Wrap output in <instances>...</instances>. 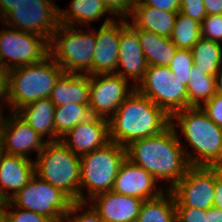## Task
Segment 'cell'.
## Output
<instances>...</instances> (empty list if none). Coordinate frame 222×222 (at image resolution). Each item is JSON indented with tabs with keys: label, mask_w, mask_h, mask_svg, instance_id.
<instances>
[{
	"label": "cell",
	"mask_w": 222,
	"mask_h": 222,
	"mask_svg": "<svg viewBox=\"0 0 222 222\" xmlns=\"http://www.w3.org/2000/svg\"><path fill=\"white\" fill-rule=\"evenodd\" d=\"M176 128L170 125L156 136L137 139L126 146L127 158L152 174L157 181H166L167 190L191 167Z\"/></svg>",
	"instance_id": "6da1fadb"
},
{
	"label": "cell",
	"mask_w": 222,
	"mask_h": 222,
	"mask_svg": "<svg viewBox=\"0 0 222 222\" xmlns=\"http://www.w3.org/2000/svg\"><path fill=\"white\" fill-rule=\"evenodd\" d=\"M110 141L128 146L132 141L156 136L171 125V117L136 90L109 119Z\"/></svg>",
	"instance_id": "7a4b0ae2"
},
{
	"label": "cell",
	"mask_w": 222,
	"mask_h": 222,
	"mask_svg": "<svg viewBox=\"0 0 222 222\" xmlns=\"http://www.w3.org/2000/svg\"><path fill=\"white\" fill-rule=\"evenodd\" d=\"M171 125L180 127L192 148L191 153L183 147L191 166L222 167V128L201 107L190 106L175 112Z\"/></svg>",
	"instance_id": "3957f363"
},
{
	"label": "cell",
	"mask_w": 222,
	"mask_h": 222,
	"mask_svg": "<svg viewBox=\"0 0 222 222\" xmlns=\"http://www.w3.org/2000/svg\"><path fill=\"white\" fill-rule=\"evenodd\" d=\"M64 70L49 55L44 60L8 70L7 105L11 112L39 99L50 98Z\"/></svg>",
	"instance_id": "277c9868"
},
{
	"label": "cell",
	"mask_w": 222,
	"mask_h": 222,
	"mask_svg": "<svg viewBox=\"0 0 222 222\" xmlns=\"http://www.w3.org/2000/svg\"><path fill=\"white\" fill-rule=\"evenodd\" d=\"M35 175L80 202V156L61 140L47 142L34 160Z\"/></svg>",
	"instance_id": "5b68a950"
},
{
	"label": "cell",
	"mask_w": 222,
	"mask_h": 222,
	"mask_svg": "<svg viewBox=\"0 0 222 222\" xmlns=\"http://www.w3.org/2000/svg\"><path fill=\"white\" fill-rule=\"evenodd\" d=\"M126 158V147L114 142L80 156V202H88L100 193L112 191L117 173ZM83 189L87 190L88 195Z\"/></svg>",
	"instance_id": "8992f818"
},
{
	"label": "cell",
	"mask_w": 222,
	"mask_h": 222,
	"mask_svg": "<svg viewBox=\"0 0 222 222\" xmlns=\"http://www.w3.org/2000/svg\"><path fill=\"white\" fill-rule=\"evenodd\" d=\"M59 24L49 40L50 56L66 73L92 75V57L96 45L93 30Z\"/></svg>",
	"instance_id": "52a82bcc"
},
{
	"label": "cell",
	"mask_w": 222,
	"mask_h": 222,
	"mask_svg": "<svg viewBox=\"0 0 222 222\" xmlns=\"http://www.w3.org/2000/svg\"><path fill=\"white\" fill-rule=\"evenodd\" d=\"M175 77L169 66H148L135 90L171 117L188 107L187 87Z\"/></svg>",
	"instance_id": "ba28073f"
},
{
	"label": "cell",
	"mask_w": 222,
	"mask_h": 222,
	"mask_svg": "<svg viewBox=\"0 0 222 222\" xmlns=\"http://www.w3.org/2000/svg\"><path fill=\"white\" fill-rule=\"evenodd\" d=\"M8 201L16 208L42 214L53 221L62 220L74 203L63 191L36 175Z\"/></svg>",
	"instance_id": "9c48e42d"
},
{
	"label": "cell",
	"mask_w": 222,
	"mask_h": 222,
	"mask_svg": "<svg viewBox=\"0 0 222 222\" xmlns=\"http://www.w3.org/2000/svg\"><path fill=\"white\" fill-rule=\"evenodd\" d=\"M3 27L6 29L0 32V65L7 70L40 62L50 55L46 37Z\"/></svg>",
	"instance_id": "30bf717a"
},
{
	"label": "cell",
	"mask_w": 222,
	"mask_h": 222,
	"mask_svg": "<svg viewBox=\"0 0 222 222\" xmlns=\"http://www.w3.org/2000/svg\"><path fill=\"white\" fill-rule=\"evenodd\" d=\"M3 25L51 39L59 26V6L52 0H20Z\"/></svg>",
	"instance_id": "8fae6325"
},
{
	"label": "cell",
	"mask_w": 222,
	"mask_h": 222,
	"mask_svg": "<svg viewBox=\"0 0 222 222\" xmlns=\"http://www.w3.org/2000/svg\"><path fill=\"white\" fill-rule=\"evenodd\" d=\"M215 182L216 167L191 166L185 176L170 189L175 198V207L203 210L212 207Z\"/></svg>",
	"instance_id": "7c38bea8"
},
{
	"label": "cell",
	"mask_w": 222,
	"mask_h": 222,
	"mask_svg": "<svg viewBox=\"0 0 222 222\" xmlns=\"http://www.w3.org/2000/svg\"><path fill=\"white\" fill-rule=\"evenodd\" d=\"M89 106L94 116L109 119L116 113L122 102L135 91L128 80L118 74H99L89 76Z\"/></svg>",
	"instance_id": "4fadbf2b"
},
{
	"label": "cell",
	"mask_w": 222,
	"mask_h": 222,
	"mask_svg": "<svg viewBox=\"0 0 222 222\" xmlns=\"http://www.w3.org/2000/svg\"><path fill=\"white\" fill-rule=\"evenodd\" d=\"M44 139L16 112L4 118L0 134L2 152L30 159L29 153L32 151L38 155L43 151L48 142Z\"/></svg>",
	"instance_id": "5bb4252c"
},
{
	"label": "cell",
	"mask_w": 222,
	"mask_h": 222,
	"mask_svg": "<svg viewBox=\"0 0 222 222\" xmlns=\"http://www.w3.org/2000/svg\"><path fill=\"white\" fill-rule=\"evenodd\" d=\"M147 68L148 64L138 39V29L133 28L127 19H121L118 66L115 74L128 81L131 78V81L134 80L132 85L136 87Z\"/></svg>",
	"instance_id": "9a60e30c"
},
{
	"label": "cell",
	"mask_w": 222,
	"mask_h": 222,
	"mask_svg": "<svg viewBox=\"0 0 222 222\" xmlns=\"http://www.w3.org/2000/svg\"><path fill=\"white\" fill-rule=\"evenodd\" d=\"M114 19L115 16L107 17L99 30L94 31L96 45L92 57V75L113 74L117 71L120 23Z\"/></svg>",
	"instance_id": "2e32d148"
},
{
	"label": "cell",
	"mask_w": 222,
	"mask_h": 222,
	"mask_svg": "<svg viewBox=\"0 0 222 222\" xmlns=\"http://www.w3.org/2000/svg\"><path fill=\"white\" fill-rule=\"evenodd\" d=\"M157 182L152 174L126 158L117 173L112 191L143 201L150 200L165 192L162 187L156 188Z\"/></svg>",
	"instance_id": "e0dca14e"
},
{
	"label": "cell",
	"mask_w": 222,
	"mask_h": 222,
	"mask_svg": "<svg viewBox=\"0 0 222 222\" xmlns=\"http://www.w3.org/2000/svg\"><path fill=\"white\" fill-rule=\"evenodd\" d=\"M60 140L78 156L100 149L111 142L108 119L94 116L86 122L77 124Z\"/></svg>",
	"instance_id": "ac0fdd59"
},
{
	"label": "cell",
	"mask_w": 222,
	"mask_h": 222,
	"mask_svg": "<svg viewBox=\"0 0 222 222\" xmlns=\"http://www.w3.org/2000/svg\"><path fill=\"white\" fill-rule=\"evenodd\" d=\"M87 203L105 222H136L143 200L107 191L94 196Z\"/></svg>",
	"instance_id": "d6986e66"
},
{
	"label": "cell",
	"mask_w": 222,
	"mask_h": 222,
	"mask_svg": "<svg viewBox=\"0 0 222 222\" xmlns=\"http://www.w3.org/2000/svg\"><path fill=\"white\" fill-rule=\"evenodd\" d=\"M35 175L33 159L1 152L0 195L8 201ZM13 191V192H12Z\"/></svg>",
	"instance_id": "ffe728a7"
},
{
	"label": "cell",
	"mask_w": 222,
	"mask_h": 222,
	"mask_svg": "<svg viewBox=\"0 0 222 222\" xmlns=\"http://www.w3.org/2000/svg\"><path fill=\"white\" fill-rule=\"evenodd\" d=\"M178 12L165 11L148 5H134L127 16V22L135 29L151 31L170 38Z\"/></svg>",
	"instance_id": "44dd1931"
},
{
	"label": "cell",
	"mask_w": 222,
	"mask_h": 222,
	"mask_svg": "<svg viewBox=\"0 0 222 222\" xmlns=\"http://www.w3.org/2000/svg\"><path fill=\"white\" fill-rule=\"evenodd\" d=\"M89 75L64 72L52 89L50 100L56 106L71 103L89 105Z\"/></svg>",
	"instance_id": "7402d4cb"
},
{
	"label": "cell",
	"mask_w": 222,
	"mask_h": 222,
	"mask_svg": "<svg viewBox=\"0 0 222 222\" xmlns=\"http://www.w3.org/2000/svg\"><path fill=\"white\" fill-rule=\"evenodd\" d=\"M16 113L43 138L48 135L49 142L60 140L54 127L55 105L50 98H43L29 103Z\"/></svg>",
	"instance_id": "603a6c76"
},
{
	"label": "cell",
	"mask_w": 222,
	"mask_h": 222,
	"mask_svg": "<svg viewBox=\"0 0 222 222\" xmlns=\"http://www.w3.org/2000/svg\"><path fill=\"white\" fill-rule=\"evenodd\" d=\"M138 39L148 66H169L177 47L170 38L159 36L151 31L138 30Z\"/></svg>",
	"instance_id": "cb8c5ba5"
},
{
	"label": "cell",
	"mask_w": 222,
	"mask_h": 222,
	"mask_svg": "<svg viewBox=\"0 0 222 222\" xmlns=\"http://www.w3.org/2000/svg\"><path fill=\"white\" fill-rule=\"evenodd\" d=\"M106 13L113 16L101 0H72L69 9L59 7V24L75 26L78 23L79 28H82V25L93 23Z\"/></svg>",
	"instance_id": "d4e9b609"
},
{
	"label": "cell",
	"mask_w": 222,
	"mask_h": 222,
	"mask_svg": "<svg viewBox=\"0 0 222 222\" xmlns=\"http://www.w3.org/2000/svg\"><path fill=\"white\" fill-rule=\"evenodd\" d=\"M136 222H176L175 198L172 192L165 189L159 197L144 200Z\"/></svg>",
	"instance_id": "484cf974"
},
{
	"label": "cell",
	"mask_w": 222,
	"mask_h": 222,
	"mask_svg": "<svg viewBox=\"0 0 222 222\" xmlns=\"http://www.w3.org/2000/svg\"><path fill=\"white\" fill-rule=\"evenodd\" d=\"M221 45L201 37L191 48L194 66L207 75L215 76L222 63Z\"/></svg>",
	"instance_id": "4316f807"
},
{
	"label": "cell",
	"mask_w": 222,
	"mask_h": 222,
	"mask_svg": "<svg viewBox=\"0 0 222 222\" xmlns=\"http://www.w3.org/2000/svg\"><path fill=\"white\" fill-rule=\"evenodd\" d=\"M94 115L89 105L71 103L55 107L54 127L56 135L61 138L77 124L86 122Z\"/></svg>",
	"instance_id": "83f0119b"
},
{
	"label": "cell",
	"mask_w": 222,
	"mask_h": 222,
	"mask_svg": "<svg viewBox=\"0 0 222 222\" xmlns=\"http://www.w3.org/2000/svg\"><path fill=\"white\" fill-rule=\"evenodd\" d=\"M188 107H201L216 93L215 76L207 75L193 66L187 85Z\"/></svg>",
	"instance_id": "f1b7e54d"
},
{
	"label": "cell",
	"mask_w": 222,
	"mask_h": 222,
	"mask_svg": "<svg viewBox=\"0 0 222 222\" xmlns=\"http://www.w3.org/2000/svg\"><path fill=\"white\" fill-rule=\"evenodd\" d=\"M200 38L201 23L178 12L170 37L177 49L191 50Z\"/></svg>",
	"instance_id": "f546056e"
},
{
	"label": "cell",
	"mask_w": 222,
	"mask_h": 222,
	"mask_svg": "<svg viewBox=\"0 0 222 222\" xmlns=\"http://www.w3.org/2000/svg\"><path fill=\"white\" fill-rule=\"evenodd\" d=\"M193 66L194 62L191 50L177 49L169 68L176 76L175 78L187 87Z\"/></svg>",
	"instance_id": "4dcf8cb0"
},
{
	"label": "cell",
	"mask_w": 222,
	"mask_h": 222,
	"mask_svg": "<svg viewBox=\"0 0 222 222\" xmlns=\"http://www.w3.org/2000/svg\"><path fill=\"white\" fill-rule=\"evenodd\" d=\"M2 212L6 222H54L51 218L42 214L16 208L9 201H6Z\"/></svg>",
	"instance_id": "1f68e13d"
},
{
	"label": "cell",
	"mask_w": 222,
	"mask_h": 222,
	"mask_svg": "<svg viewBox=\"0 0 222 222\" xmlns=\"http://www.w3.org/2000/svg\"><path fill=\"white\" fill-rule=\"evenodd\" d=\"M87 205V202H74L63 219L66 222H105L91 205L88 208Z\"/></svg>",
	"instance_id": "d6a6232c"
},
{
	"label": "cell",
	"mask_w": 222,
	"mask_h": 222,
	"mask_svg": "<svg viewBox=\"0 0 222 222\" xmlns=\"http://www.w3.org/2000/svg\"><path fill=\"white\" fill-rule=\"evenodd\" d=\"M201 37L218 43L222 41V14L208 15L201 22Z\"/></svg>",
	"instance_id": "836d02e7"
},
{
	"label": "cell",
	"mask_w": 222,
	"mask_h": 222,
	"mask_svg": "<svg viewBox=\"0 0 222 222\" xmlns=\"http://www.w3.org/2000/svg\"><path fill=\"white\" fill-rule=\"evenodd\" d=\"M179 12L200 23L207 17L203 0H180Z\"/></svg>",
	"instance_id": "e575fe53"
},
{
	"label": "cell",
	"mask_w": 222,
	"mask_h": 222,
	"mask_svg": "<svg viewBox=\"0 0 222 222\" xmlns=\"http://www.w3.org/2000/svg\"><path fill=\"white\" fill-rule=\"evenodd\" d=\"M107 9L117 17V19H127L136 4V0H101Z\"/></svg>",
	"instance_id": "d590c367"
},
{
	"label": "cell",
	"mask_w": 222,
	"mask_h": 222,
	"mask_svg": "<svg viewBox=\"0 0 222 222\" xmlns=\"http://www.w3.org/2000/svg\"><path fill=\"white\" fill-rule=\"evenodd\" d=\"M176 222H207V210L176 207Z\"/></svg>",
	"instance_id": "8d00e7d4"
},
{
	"label": "cell",
	"mask_w": 222,
	"mask_h": 222,
	"mask_svg": "<svg viewBox=\"0 0 222 222\" xmlns=\"http://www.w3.org/2000/svg\"><path fill=\"white\" fill-rule=\"evenodd\" d=\"M201 108L207 116L219 127L222 128V97L215 94L206 101Z\"/></svg>",
	"instance_id": "74e56055"
},
{
	"label": "cell",
	"mask_w": 222,
	"mask_h": 222,
	"mask_svg": "<svg viewBox=\"0 0 222 222\" xmlns=\"http://www.w3.org/2000/svg\"><path fill=\"white\" fill-rule=\"evenodd\" d=\"M135 5H148L165 11H180V0H138Z\"/></svg>",
	"instance_id": "f35d334b"
},
{
	"label": "cell",
	"mask_w": 222,
	"mask_h": 222,
	"mask_svg": "<svg viewBox=\"0 0 222 222\" xmlns=\"http://www.w3.org/2000/svg\"><path fill=\"white\" fill-rule=\"evenodd\" d=\"M213 206L222 210V167H216L215 196Z\"/></svg>",
	"instance_id": "ab89813d"
},
{
	"label": "cell",
	"mask_w": 222,
	"mask_h": 222,
	"mask_svg": "<svg viewBox=\"0 0 222 222\" xmlns=\"http://www.w3.org/2000/svg\"><path fill=\"white\" fill-rule=\"evenodd\" d=\"M8 95V70L0 65V102L7 104ZM2 102L0 104H2Z\"/></svg>",
	"instance_id": "60d3db41"
},
{
	"label": "cell",
	"mask_w": 222,
	"mask_h": 222,
	"mask_svg": "<svg viewBox=\"0 0 222 222\" xmlns=\"http://www.w3.org/2000/svg\"><path fill=\"white\" fill-rule=\"evenodd\" d=\"M207 16L222 14V0H203Z\"/></svg>",
	"instance_id": "b9f144b4"
},
{
	"label": "cell",
	"mask_w": 222,
	"mask_h": 222,
	"mask_svg": "<svg viewBox=\"0 0 222 222\" xmlns=\"http://www.w3.org/2000/svg\"><path fill=\"white\" fill-rule=\"evenodd\" d=\"M20 0H0V22L3 23V19L11 10L15 8V5Z\"/></svg>",
	"instance_id": "7bdbcfd3"
},
{
	"label": "cell",
	"mask_w": 222,
	"mask_h": 222,
	"mask_svg": "<svg viewBox=\"0 0 222 222\" xmlns=\"http://www.w3.org/2000/svg\"><path fill=\"white\" fill-rule=\"evenodd\" d=\"M207 222H222V210L218 207H209L207 209Z\"/></svg>",
	"instance_id": "ee69618b"
},
{
	"label": "cell",
	"mask_w": 222,
	"mask_h": 222,
	"mask_svg": "<svg viewBox=\"0 0 222 222\" xmlns=\"http://www.w3.org/2000/svg\"><path fill=\"white\" fill-rule=\"evenodd\" d=\"M215 83H216V93L217 95L222 97V63L217 70L215 75Z\"/></svg>",
	"instance_id": "f6af8a7d"
},
{
	"label": "cell",
	"mask_w": 222,
	"mask_h": 222,
	"mask_svg": "<svg viewBox=\"0 0 222 222\" xmlns=\"http://www.w3.org/2000/svg\"><path fill=\"white\" fill-rule=\"evenodd\" d=\"M3 107H4V105L2 106V104H0V134H1L2 124H3L4 118H5V117H3V112H4V111H2Z\"/></svg>",
	"instance_id": "bcb514c9"
},
{
	"label": "cell",
	"mask_w": 222,
	"mask_h": 222,
	"mask_svg": "<svg viewBox=\"0 0 222 222\" xmlns=\"http://www.w3.org/2000/svg\"><path fill=\"white\" fill-rule=\"evenodd\" d=\"M5 203V199L0 195V212L3 210Z\"/></svg>",
	"instance_id": "7dc6e473"
},
{
	"label": "cell",
	"mask_w": 222,
	"mask_h": 222,
	"mask_svg": "<svg viewBox=\"0 0 222 222\" xmlns=\"http://www.w3.org/2000/svg\"><path fill=\"white\" fill-rule=\"evenodd\" d=\"M0 222H6L2 211L0 212Z\"/></svg>",
	"instance_id": "c3c4849f"
},
{
	"label": "cell",
	"mask_w": 222,
	"mask_h": 222,
	"mask_svg": "<svg viewBox=\"0 0 222 222\" xmlns=\"http://www.w3.org/2000/svg\"><path fill=\"white\" fill-rule=\"evenodd\" d=\"M54 222H66L64 219L59 220V221H54Z\"/></svg>",
	"instance_id": "681fc988"
}]
</instances>
